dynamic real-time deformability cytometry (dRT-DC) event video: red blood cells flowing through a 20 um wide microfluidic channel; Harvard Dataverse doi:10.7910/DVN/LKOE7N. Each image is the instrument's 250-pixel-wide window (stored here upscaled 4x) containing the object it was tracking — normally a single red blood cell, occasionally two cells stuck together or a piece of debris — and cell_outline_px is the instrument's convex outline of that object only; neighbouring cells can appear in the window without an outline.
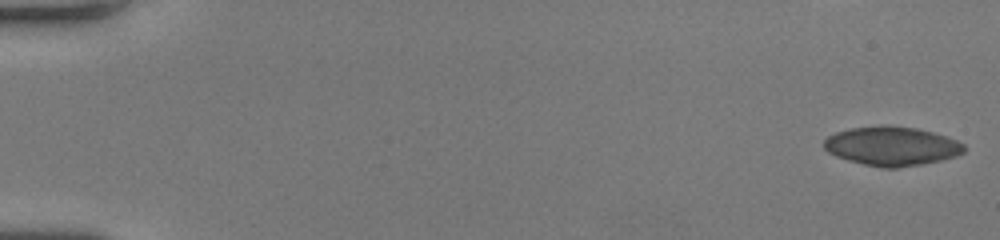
{"species": "human", "species_latin": "Homo sapiens", "temperature_condition": "room temperature", "stored_images_in_passage": 54, "segment_of_instrument_passage": [1, 2], "camera_frame_rate_fps": 3000, "um_per_image_px": 0.085, "donor": {"sex": "female"}, "frame": {"image": 1, "passage_image": 1, "time_ms": 0.0, "image_size_px": [1000, 240], "cell_outline_px": [[964, 152], [956, 156], [940, 160], [920, 164], [896, 168], [880, 168], [848, 160], [836, 156], [828, 152], [824, 148], [824, 140], [828, 136], [836, 132], [852, 128], [888, 124], [916, 128], [948, 136], [964, 144]], "centroid_in_image_um": [75.8, 12.41], "position_along_channel_um": 9.2, "area_um2": 31.91}}
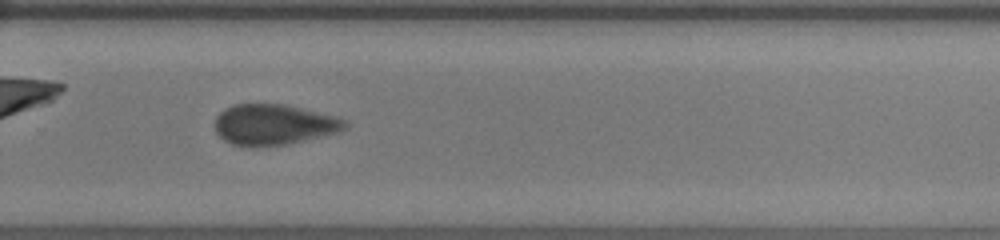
{"frame": {"image": 2, "passage_image": 37, "time_ms": 12.0, "image_size_px": [1000, 240], "cell_outline_px": [[348, 124], [340, 132], [288, 144], [252, 148], [248, 148], [232, 144], [224, 140], [216, 132], [216, 116], [224, 108], [232, 104], [284, 104], [336, 116], [348, 120]], "centroid_in_image_um": [23.27, 10.6], "position_along_channel_um": 306.5, "area_um2": 31.21}}
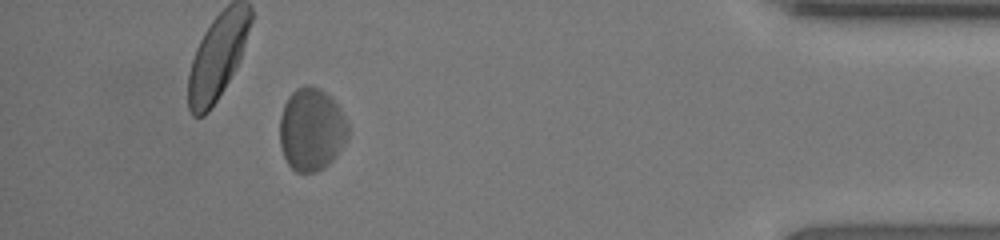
{"frame": {"image": 3, "passage_image": 48, "time_ms": 15.667, "image_size_px": [1000, 240], "cell_outline_px": [[348, 136], [332, 160], [324, 168], [316, 172], [296, 172], [288, 164], [284, 156], [280, 144], [280, 116], [284, 104], [288, 96], [296, 88], [308, 84], [320, 88], [336, 104], [344, 116], [348, 124]], "centroid_in_image_um": [26.45, 11.0], "position_along_channel_um": 408.8, "area_um2": 32.71}}